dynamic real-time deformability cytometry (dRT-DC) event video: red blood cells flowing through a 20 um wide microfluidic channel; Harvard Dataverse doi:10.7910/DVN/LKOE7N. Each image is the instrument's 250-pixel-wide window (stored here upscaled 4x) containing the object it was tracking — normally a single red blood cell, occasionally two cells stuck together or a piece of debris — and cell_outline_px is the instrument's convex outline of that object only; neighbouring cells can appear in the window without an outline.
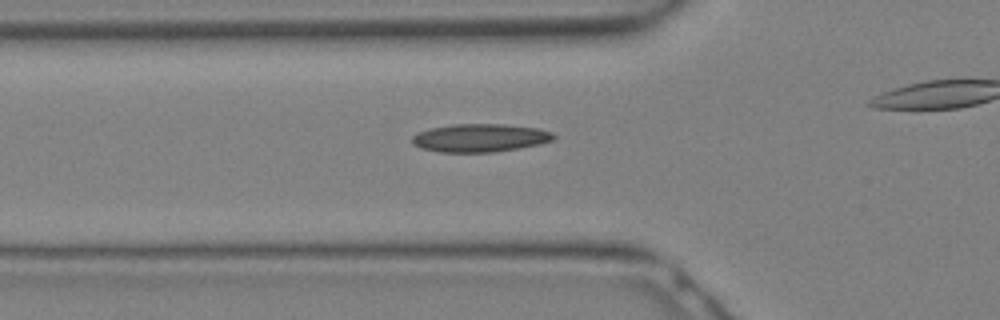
{"species": "Egyptian fruit bat (a non-hibernating species)", "species_latin": "Rousettus aegyptiacus", "temperature_condition": "warm", "stored_images_in_passage": 13, "camera_frame_rate_fps": 3000, "um_per_image_px": 0.085, "animal": {"sex": "female"}, "frame": {"image": 1, "passage_image": 8, "time_ms": 2.333, "image_size_px": [1000, 320], "cell_outline_px": [[556, 136], [552, 140], [540, 144], [520, 148], [492, 152], [440, 152], [420, 148], [412, 144], [412, 136], [416, 132], [432, 128], [452, 124], [504, 124], [540, 128], [552, 132]], "centroid_in_image_um": [40.8, 11.72], "position_along_channel_um": 85.0, "area_um2": 23.35}}
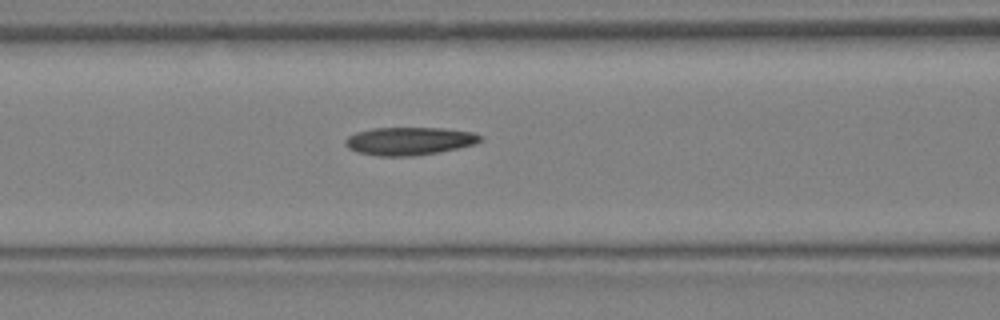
{"frame": {"image": 2, "passage_image": 10, "time_ms": 3.0, "image_size_px": [1000, 320], "cell_outline_px": [[484, 140], [476, 144], [440, 152], [412, 156], [376, 156], [356, 152], [348, 148], [344, 144], [344, 140], [348, 136], [356, 132], [372, 128], [444, 128], [472, 132], [484, 136]], "centroid_in_image_um": [34.8, 11.99], "position_along_channel_um": 131.8, "area_um2": 22.31}}